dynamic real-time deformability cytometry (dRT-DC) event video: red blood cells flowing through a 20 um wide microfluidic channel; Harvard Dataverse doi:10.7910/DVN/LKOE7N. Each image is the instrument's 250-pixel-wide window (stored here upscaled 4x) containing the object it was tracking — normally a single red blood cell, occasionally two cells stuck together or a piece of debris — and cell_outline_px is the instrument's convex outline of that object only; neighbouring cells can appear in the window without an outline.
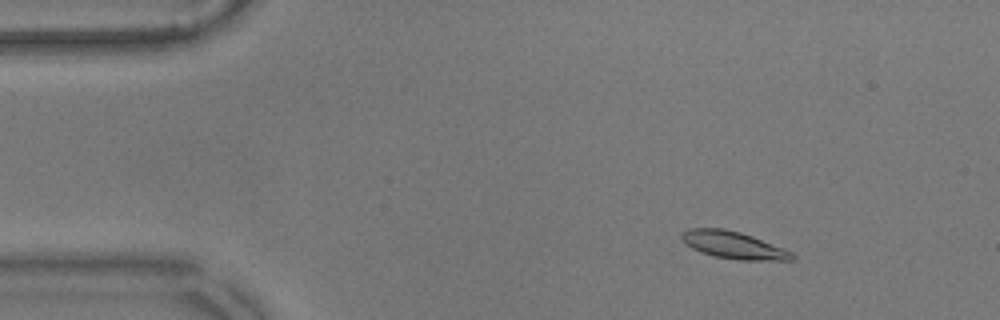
{"species": "common noctule bat (a hibernating species)", "species_latin": "Nyctalus noctula", "temperature_condition": "warm", "stored_images_in_passage": 55, "camera_frame_rate_fps": 3000, "um_per_image_px": 0.085, "animal": {"sex": "male", "body_mass_g": 17.9}, "frame": {"image": 1, "passage_image": 7, "time_ms": 2.0, "image_size_px": [1000, 320], "cell_outline_px": [[796, 256], [792, 260], [740, 260], [712, 256], [692, 248], [684, 244], [680, 240], [680, 236], [688, 228], [724, 228], [740, 232], [752, 236], [784, 248], [792, 252]], "centroid_in_image_um": [62.32, 20.83], "position_along_channel_um": 22.7, "area_um2": 17.63}}
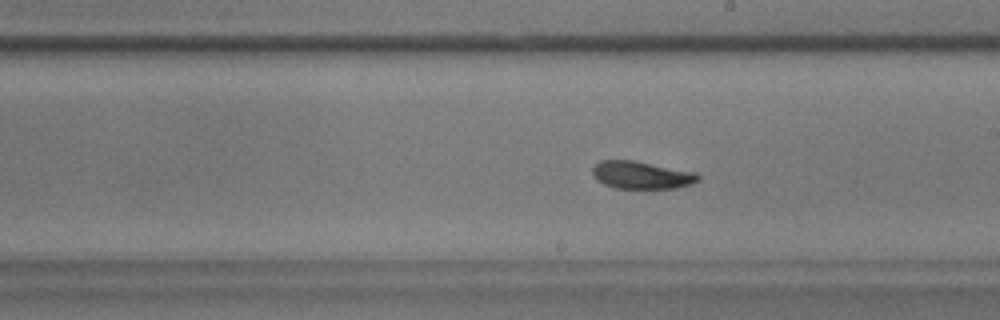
{"frame": {"image": 2, "passage_image": 31, "time_ms": 10.0, "image_size_px": [1000, 320], "cell_outline_px": [[700, 180], [692, 184], [676, 188], [616, 188], [604, 184], [596, 180], [592, 176], [592, 168], [600, 160], [636, 160], [696, 172], [700, 176]], "centroid_in_image_um": [54.53, 14.87], "position_along_channel_um": 234.5, "area_um2": 17.22}}
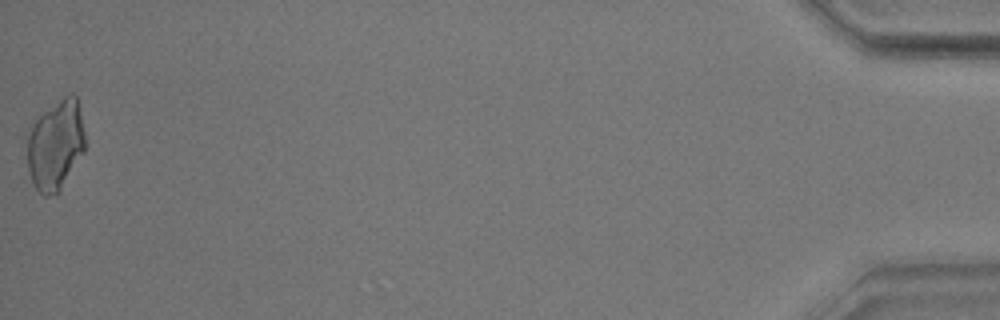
{"frame": {"image": 3, "passage_image": 55, "time_ms": 18.0, "image_size_px": [1000, 320], "cell_outline_px": [[84, 152], [60, 192], [48, 196], [44, 196], [36, 188], [32, 180], [28, 168], [28, 136], [32, 124], [44, 112], [64, 96], [72, 92], [76, 96], [80, 112], [84, 132]], "centroid_in_image_um": [4.74, 12.36], "position_along_channel_um": 430.5, "area_um2": 30.06}, "authors_computed_cell_mechanics": {"area_um2": 17.3978, "velocity_mm_per_s": 3.5286, "shape_relaxation_time_tau1_ms": 3.5956, "shape_relaxation_time_tau2_ms": 1.9441, "deformation_change_tau1": 0.1067, "deformation_change_tau2": 0.0656}}